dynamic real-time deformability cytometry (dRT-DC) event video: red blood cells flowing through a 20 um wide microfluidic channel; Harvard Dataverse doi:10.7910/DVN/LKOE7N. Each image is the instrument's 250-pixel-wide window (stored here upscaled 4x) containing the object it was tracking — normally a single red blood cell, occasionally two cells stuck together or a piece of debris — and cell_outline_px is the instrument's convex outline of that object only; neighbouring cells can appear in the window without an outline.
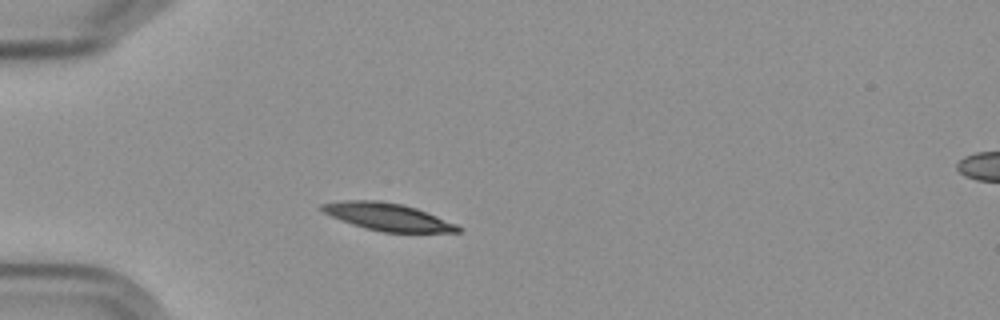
{"species": "Egyptian fruit bat (a non-hibernating species)", "species_latin": "Rousettus aegyptiacus", "temperature_condition": "cold", "stored_images_in_passage": 42, "camera_frame_rate_fps": 3000, "um_per_image_px": 0.085, "frame": {"image": 1, "passage_image": 1, "time_ms": 0.0, "image_size_px": [1000, 320], "cell_outline_px": [[464, 228], [460, 232], [384, 232], [364, 228], [340, 220], [316, 208], [320, 204], [344, 200], [380, 200], [404, 204], [428, 212], [456, 224]], "centroid_in_image_um": [32.95, 18.42], "position_along_channel_um": 52.1, "area_um2": 21.96}}
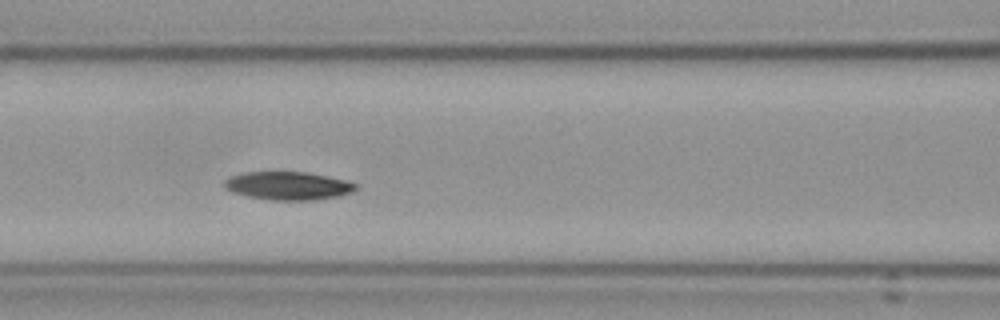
{"frame": {"image": 2, "passage_image": 10, "time_ms": 3.0, "image_size_px": [1000, 320], "cell_outline_px": [[356, 188], [352, 192], [336, 196], [316, 200], [268, 200], [248, 196], [232, 192], [224, 188], [224, 180], [232, 176], [244, 172], [308, 172], [328, 176], [344, 180], [356, 184]], "centroid_in_image_um": [24.45, 15.79], "position_along_channel_um": 142.1, "area_um2": 21.5}}
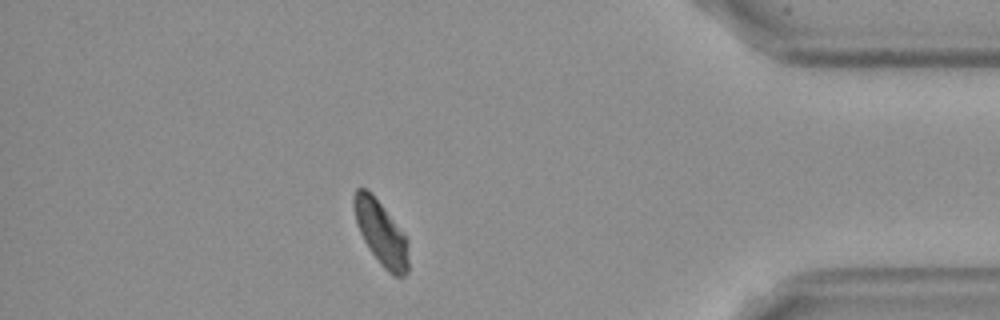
{"frame": {"image": 3, "passage_image": 35, "time_ms": 11.333, "image_size_px": [1000, 320], "cell_outline_px": [[408, 272], [404, 276], [396, 276], [388, 272], [380, 264], [364, 240], [356, 224], [356, 188], [364, 188], [380, 204], [408, 240]], "centroid_in_image_um": [32.44, 19.91], "position_along_channel_um": 402.8, "area_um2": 19.31}, "authors_computed_cell_mechanics": {"area_um2": 21.3282, "velocity_mm_per_s": 3.5552, "shape_relaxation_time_tau1_ms": 7.7992, "shape_relaxation_time_tau2_ms": null, "deformation_change_tau1": 0.1496, "deformation_change_tau2": null}}